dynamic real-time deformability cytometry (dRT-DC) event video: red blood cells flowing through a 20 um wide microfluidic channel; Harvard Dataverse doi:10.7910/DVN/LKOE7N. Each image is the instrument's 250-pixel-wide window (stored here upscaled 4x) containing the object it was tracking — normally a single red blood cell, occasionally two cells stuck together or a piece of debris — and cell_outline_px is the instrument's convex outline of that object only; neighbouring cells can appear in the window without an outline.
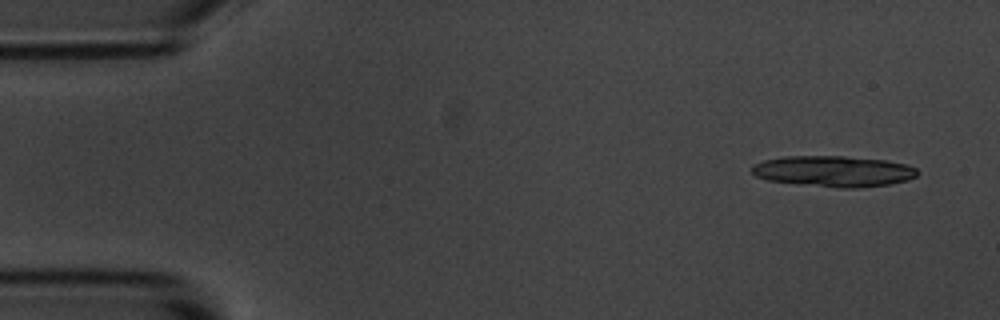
{"species": "common noctule bat (a hibernating species)", "species_latin": "Nyctalus noctula", "temperature_condition": "room temperature", "stored_images_in_passage": 5, "camera_frame_rate_fps": 3000, "um_per_image_px": 0.085, "animal": {"sex": "male", "body_mass_g": 20.1, "forearm_length_mm": 53.5}, "frame": {"image": 1, "passage_image": 1, "time_ms": 0.0, "image_size_px": [1000, 320], "cell_outline_px": [[916, 176], [908, 180], [888, 184], [856, 188], [840, 188], [800, 184], [768, 180], [756, 176], [752, 172], [752, 164], [764, 160], [784, 156], [844, 156], [888, 160], [908, 164], [916, 168]], "centroid_in_image_um": [70.86, 14.55], "position_along_channel_um": 14.1, "area_um2": 29.88}}
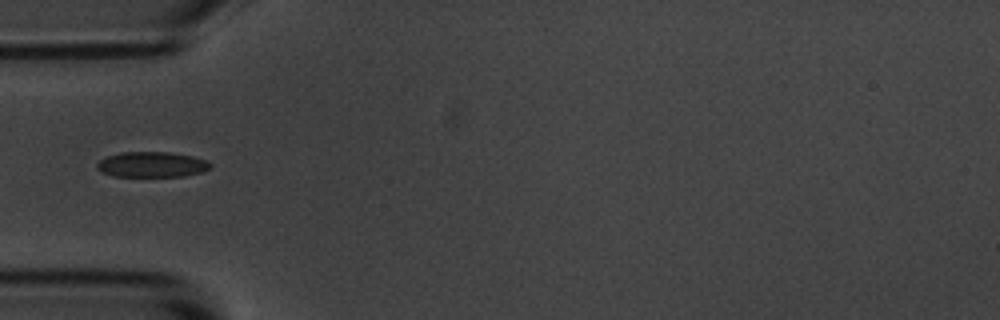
{"frame": {"image": 2, "passage_image": 5, "time_ms": 4.667, "image_size_px": [1000, 320], "cell_outline_px": [[212, 168], [204, 172], [184, 176], [112, 176], [100, 172], [96, 168], [96, 164], [100, 160], [108, 156], [120, 152], [168, 152], [192, 156], [204, 160], [212, 164]], "centroid_in_image_um": [12.9, 13.99], "position_along_channel_um": 72.1, "area_um2": 16.88}}